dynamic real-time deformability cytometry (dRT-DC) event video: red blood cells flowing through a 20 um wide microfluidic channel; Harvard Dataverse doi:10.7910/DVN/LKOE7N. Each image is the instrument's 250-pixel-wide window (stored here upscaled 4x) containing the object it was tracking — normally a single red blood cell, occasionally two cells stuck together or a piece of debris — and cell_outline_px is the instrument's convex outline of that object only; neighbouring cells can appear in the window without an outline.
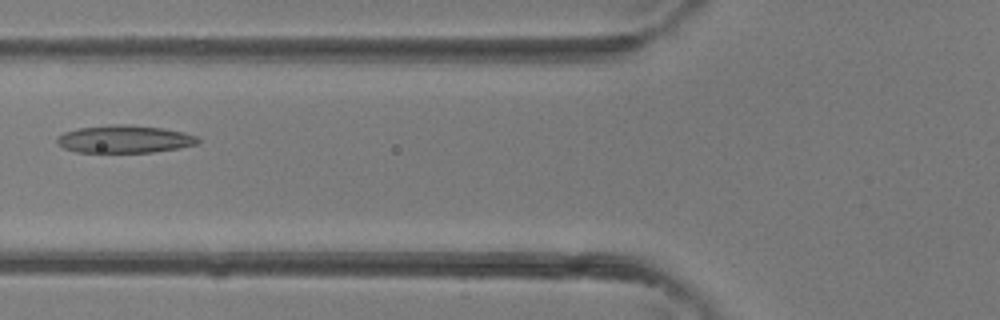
{"species": "common noctule bat (a hibernating species)", "species_latin": "Nyctalus noctula", "temperature_condition": "room temperature", "stored_images_in_passage": 6, "camera_frame_rate_fps": 3000, "um_per_image_px": 0.085, "animal": {"sex": "female"}, "frame": {"image": 1, "passage_image": 6, "time_ms": 1.667, "image_size_px": [1000, 320], "cell_outline_px": [[200, 144], [180, 148], [152, 152], [76, 152], [64, 148], [56, 144], [56, 136], [64, 132], [80, 128], [108, 124], [128, 124], [160, 128], [184, 132], [196, 136], [200, 140]], "centroid_in_image_um": [10.57, 11.82], "position_along_channel_um": 115.2, "area_um2": 22.89}}